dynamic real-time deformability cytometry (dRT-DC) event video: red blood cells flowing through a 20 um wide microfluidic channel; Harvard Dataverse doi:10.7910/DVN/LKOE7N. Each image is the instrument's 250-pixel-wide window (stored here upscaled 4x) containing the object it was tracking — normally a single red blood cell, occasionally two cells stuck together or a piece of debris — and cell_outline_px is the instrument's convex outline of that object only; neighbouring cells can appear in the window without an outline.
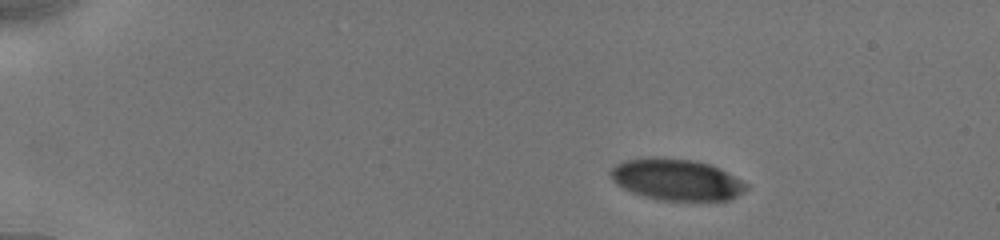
{"species": "human", "species_latin": "Homo sapiens", "temperature_condition": "cold", "stored_images_in_passage": 9, "camera_frame_rate_fps": 3000, "um_per_image_px": 0.085, "donor": {"sex": "male"}, "frame": {"image": 1, "passage_image": 1, "time_ms": 0.0, "image_size_px": [1000, 240], "cell_outline_px": [[748, 188], [744, 192], [728, 200], [660, 200], [644, 196], [632, 192], [616, 184], [608, 172], [616, 164], [624, 160], [652, 156], [656, 156], [692, 160], [712, 164], [720, 168], [748, 184]], "centroid_in_image_um": [57.49, 15.25], "position_along_channel_um": 27.5, "area_um2": 32.89}}
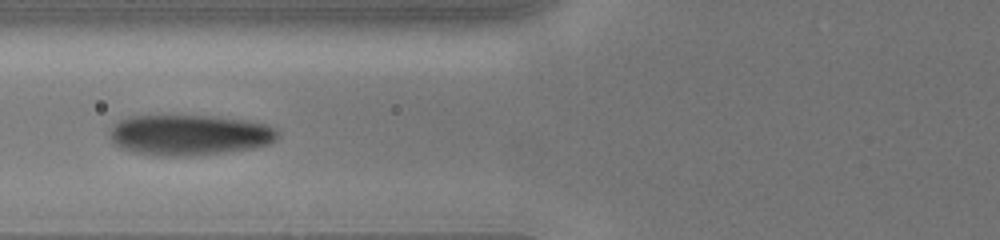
{"frame": {"image": 2, "passage_image": 7, "time_ms": 4.667, "image_size_px": [1000, 240], "cell_outline_px": [[280, 136], [276, 140], [268, 144], [252, 148], [224, 152], [188, 156], [168, 156], [136, 152], [120, 148], [112, 140], [112, 128], [120, 120], [128, 116], [216, 116], [248, 120], [268, 124], [280, 128]], "centroid_in_image_um": [16.21, 11.46], "position_along_channel_um": 109.6, "area_um2": 39.71}}
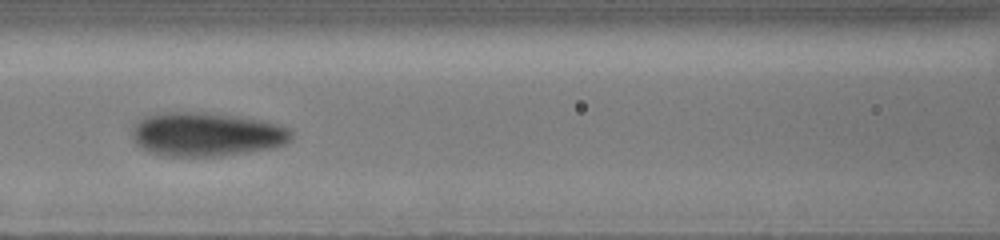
{"frame": {"image": 3, "passage_image": 8, "time_ms": 5.667, "image_size_px": [1000, 240], "cell_outline_px": [[292, 140], [276, 148], [220, 156], [164, 156], [148, 152], [136, 144], [132, 136], [132, 128], [144, 116], [168, 112], [204, 112], [236, 116], [260, 120], [276, 124], [288, 128], [292, 132]], "centroid_in_image_um": [17.55, 11.43], "position_along_channel_um": 149.0, "area_um2": 40.86}}